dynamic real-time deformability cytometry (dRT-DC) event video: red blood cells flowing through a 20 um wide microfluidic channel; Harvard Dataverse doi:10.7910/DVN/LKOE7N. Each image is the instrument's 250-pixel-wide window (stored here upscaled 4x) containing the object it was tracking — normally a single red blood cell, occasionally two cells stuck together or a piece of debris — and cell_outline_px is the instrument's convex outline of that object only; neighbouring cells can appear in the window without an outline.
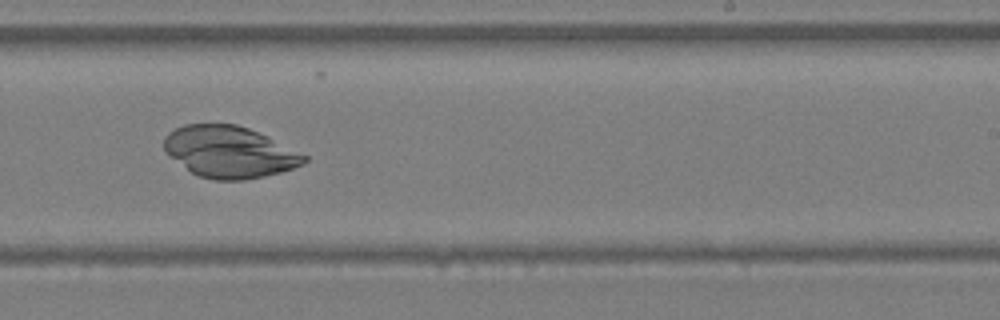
{"species": "Egyptian fruit bat (a non-hibernating species)", "species_latin": "Rousettus aegyptiacus", "temperature_condition": "warm", "stored_images_in_passage": 41, "camera_frame_rate_fps": 3000, "um_per_image_px": 0.085, "animal": {"sex": "female"}, "frame": {"image": 1, "passage_image": 26, "time_ms": 8.333, "image_size_px": [1000, 320], "cell_outline_px": [[308, 160], [304, 164], [280, 172], [264, 176], [244, 180], [216, 180], [200, 176], [192, 172], [172, 156], [164, 148], [164, 136], [168, 132], [184, 124], [236, 124], [248, 128], [268, 136], [308, 156]], "centroid_in_image_um": [19.54, 12.9], "position_along_channel_um": 269.5, "area_um2": 41.73}}